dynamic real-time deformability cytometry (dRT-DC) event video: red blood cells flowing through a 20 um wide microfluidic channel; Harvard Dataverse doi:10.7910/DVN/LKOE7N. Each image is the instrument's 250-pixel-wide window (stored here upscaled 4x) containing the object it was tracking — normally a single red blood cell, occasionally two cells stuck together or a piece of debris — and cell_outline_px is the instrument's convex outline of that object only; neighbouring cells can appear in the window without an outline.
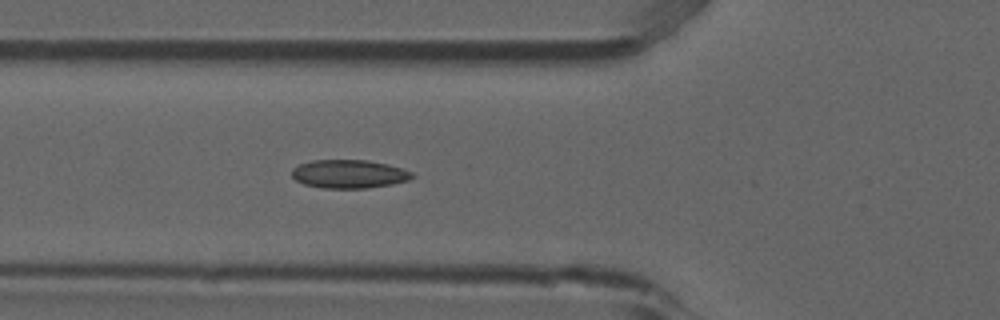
{"species": "common noctule bat (a hibernating species)", "species_latin": "Nyctalus noctula", "temperature_condition": "room temperature", "stored_images_in_passage": 5, "camera_frame_rate_fps": 3000, "um_per_image_px": 0.085, "animal": {"sex": "male", "forearm_length_mm": 52.5}, "frame": {"image": 1, "passage_image": 5, "time_ms": 1.333, "image_size_px": [1000, 320], "cell_outline_px": [[416, 176], [408, 180], [392, 184], [364, 188], [324, 188], [304, 184], [296, 180], [292, 176], [292, 168], [300, 164], [312, 160], [368, 160], [388, 164], [412, 172]], "centroid_in_image_um": [29.67, 14.78], "position_along_channel_um": 96.1, "area_um2": 19.88}}